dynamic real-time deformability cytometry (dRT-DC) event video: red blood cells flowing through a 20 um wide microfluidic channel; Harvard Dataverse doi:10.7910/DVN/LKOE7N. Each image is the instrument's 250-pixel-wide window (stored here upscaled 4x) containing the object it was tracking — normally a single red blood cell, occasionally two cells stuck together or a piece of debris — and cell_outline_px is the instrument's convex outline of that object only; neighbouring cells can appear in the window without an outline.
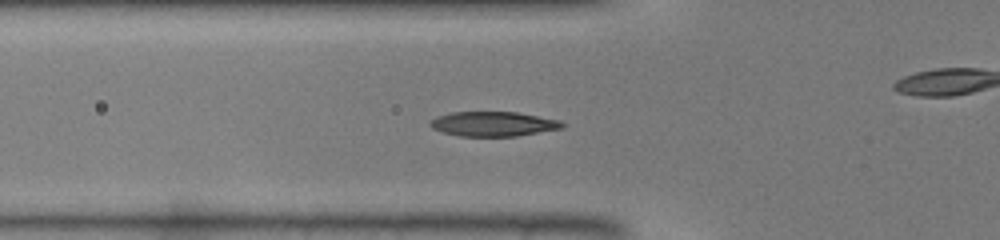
{"species": "common noctule bat (a hibernating species)", "species_latin": "Nyctalus noctula", "temperature_condition": "warm", "stored_images_in_passage": 33, "camera_frame_rate_fps": 3000, "um_per_image_px": 0.085, "animal": {"sex": "male", "body_mass_g": 19.0, "forearm_length_mm": 50.8}, "frame": {"image": 1, "passage_image": 3, "time_ms": 0.667, "image_size_px": [1000, 240], "cell_outline_px": [[568, 124], [564, 128], [516, 136], [460, 136], [444, 132], [432, 128], [428, 124], [436, 116], [452, 112], [516, 112], [560, 120]], "centroid_in_image_um": [41.97, 10.53], "position_along_channel_um": 83.8, "area_um2": 19.02}}
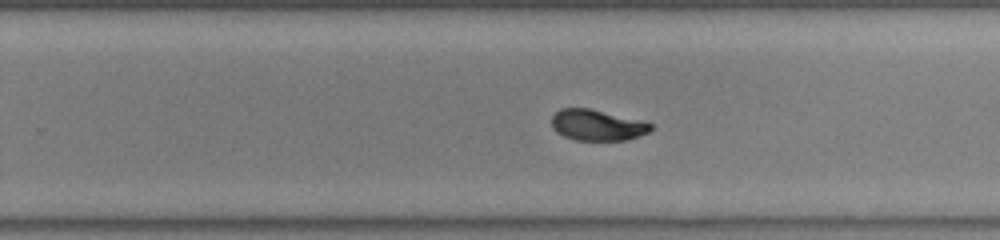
{"frame": {"image": 2, "passage_image": 16, "time_ms": 5.0, "image_size_px": [1000, 240], "cell_outline_px": [[652, 128], [648, 132], [624, 140], [576, 140], [564, 136], [556, 132], [552, 128], [552, 116], [560, 108], [588, 108], [640, 120], [652, 124]], "centroid_in_image_um": [50.71, 10.63], "position_along_channel_um": 279.1, "area_um2": 17.63}}
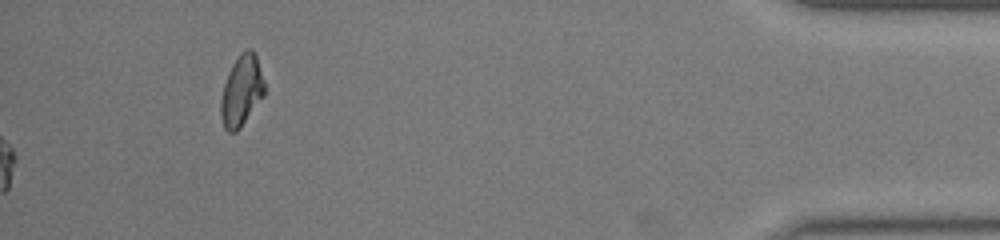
{"frame": {"image": 3, "passage_image": 33, "time_ms": 10.667, "image_size_px": [1000, 240], "cell_outline_px": [[264, 96], [240, 128], [236, 132], [228, 132], [224, 128], [220, 116], [220, 100], [224, 84], [228, 72], [232, 64], [244, 48], [252, 48], [256, 56], [264, 80]], "centroid_in_image_um": [20.52, 7.71], "position_along_channel_um": 414.7, "area_um2": 18.15}}